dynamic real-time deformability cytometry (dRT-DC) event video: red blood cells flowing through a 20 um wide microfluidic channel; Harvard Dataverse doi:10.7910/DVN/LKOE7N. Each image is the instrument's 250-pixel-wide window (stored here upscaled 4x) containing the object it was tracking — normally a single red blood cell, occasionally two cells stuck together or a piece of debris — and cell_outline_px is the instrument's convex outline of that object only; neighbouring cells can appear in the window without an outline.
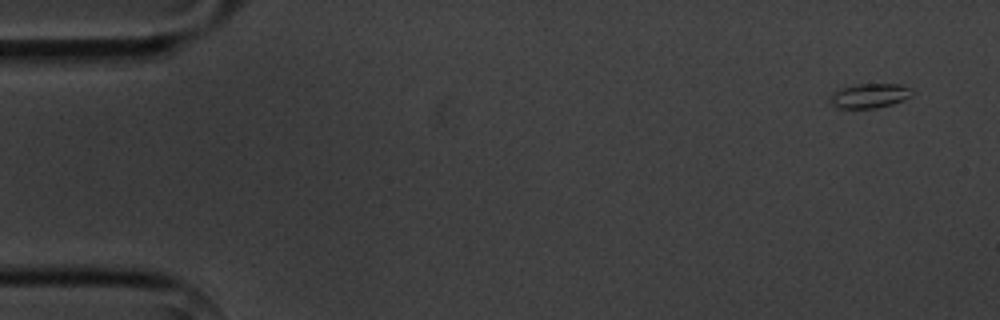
{"species": "common noctule bat (a hibernating species)", "species_latin": "Nyctalus noctula", "temperature_condition": "cold", "stored_images_in_passage": 5, "camera_frame_rate_fps": 3000, "um_per_image_px": 0.085, "animal": {"sex": "male", "body_mass_g": 20.1, "forearm_length_mm": 53.5}, "frame": {"image": 1, "passage_image": 1, "time_ms": 0.0, "image_size_px": [1000, 320], "cell_outline_px": [[912, 96], [904, 100], [892, 104], [876, 108], [836, 108], [828, 100], [832, 92], [840, 88], [856, 84], [900, 84], [908, 88], [912, 92]], "centroid_in_image_um": [73.87, 8.14], "position_along_channel_um": 11.1, "area_um2": 11.79}}